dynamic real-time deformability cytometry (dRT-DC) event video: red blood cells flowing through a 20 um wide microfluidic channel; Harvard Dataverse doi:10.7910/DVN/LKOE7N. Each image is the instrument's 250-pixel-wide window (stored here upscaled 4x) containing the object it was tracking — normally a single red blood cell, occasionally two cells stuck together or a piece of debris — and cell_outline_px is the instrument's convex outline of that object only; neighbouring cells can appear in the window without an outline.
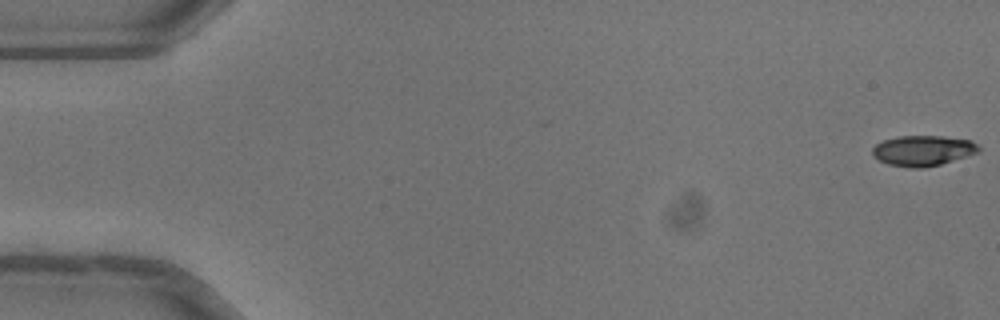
{"species": "common noctule bat (a hibernating species)", "species_latin": "Nyctalus noctula", "temperature_condition": "warm", "stored_images_in_passage": 50, "camera_frame_rate_fps": 3000, "um_per_image_px": 0.085, "animal": {"sex": "female"}, "frame": {"image": 1, "passage_image": 1, "time_ms": 0.0, "image_size_px": [1000, 320], "cell_outline_px": [[980, 152], [940, 164], [924, 168], [908, 168], [888, 164], [872, 156], [872, 148], [876, 144], [884, 140], [900, 136], [940, 136], [968, 140], [976, 144], [980, 148]], "centroid_in_image_um": [78.42, 12.81], "position_along_channel_um": 6.6, "area_um2": 18.73}}
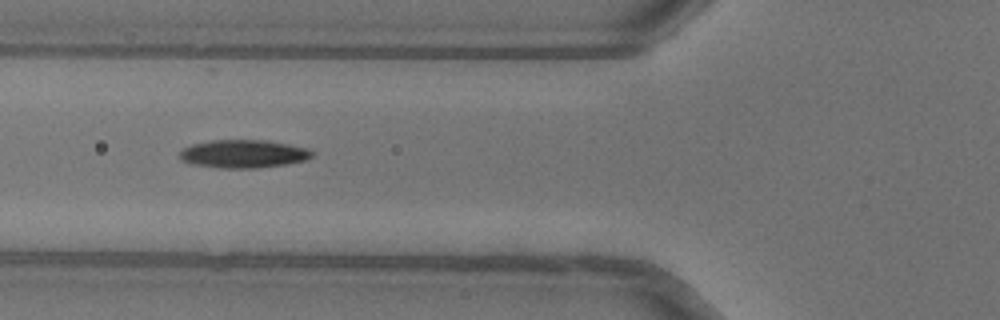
{"frame": {"image": 2, "passage_image": 20, "time_ms": 6.333, "image_size_px": [1000, 320], "cell_outline_px": [[312, 156], [308, 160], [284, 164], [256, 168], [220, 168], [188, 164], [180, 156], [180, 152], [184, 148], [192, 144], [212, 140], [264, 140], [288, 144], [308, 148], [312, 152]], "centroid_in_image_um": [20.69, 13.08], "position_along_channel_um": 105.1, "area_um2": 21.62}}
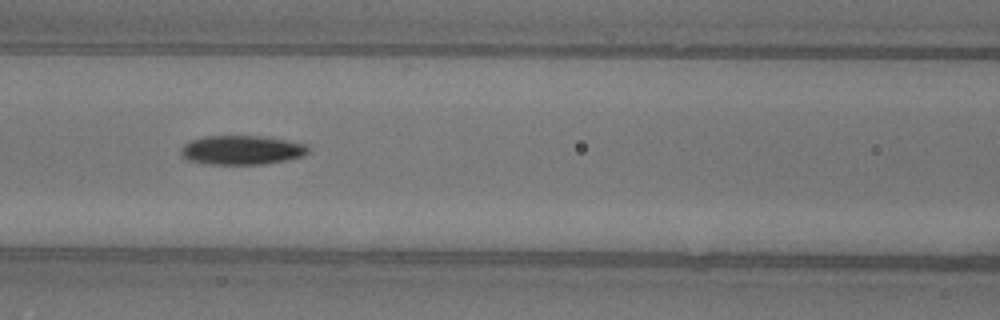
{"frame": {"image": 3, "passage_image": 23, "time_ms": 7.333, "image_size_px": [1000, 320], "cell_outline_px": [[308, 152], [304, 156], [284, 160], [260, 164], [212, 164], [188, 160], [180, 152], [180, 148], [184, 144], [192, 140], [204, 136], [264, 136], [308, 144]], "centroid_in_image_um": [20.56, 12.74], "position_along_channel_um": 146.0, "area_um2": 21.5}}